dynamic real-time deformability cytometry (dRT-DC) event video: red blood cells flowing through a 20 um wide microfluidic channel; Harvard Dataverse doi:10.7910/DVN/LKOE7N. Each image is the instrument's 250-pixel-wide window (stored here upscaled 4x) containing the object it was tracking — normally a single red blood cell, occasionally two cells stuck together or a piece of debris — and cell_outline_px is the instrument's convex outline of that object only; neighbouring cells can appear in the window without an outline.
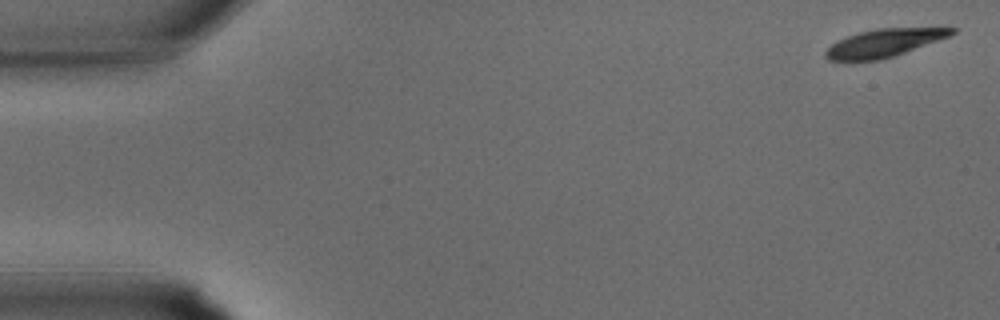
{"species": "common noctule bat (a hibernating species)", "species_latin": "Nyctalus noctula", "temperature_condition": "warm", "stored_images_in_passage": 33, "camera_frame_rate_fps": 3000, "um_per_image_px": 0.085, "animal": {"sex": "male", "body_mass_g": 15.6}, "frame": {"image": 1, "passage_image": 1, "time_ms": 0.0, "image_size_px": [1000, 320], "cell_outline_px": [[956, 32], [948, 36], [904, 52], [880, 60], [828, 60], [824, 56], [824, 52], [832, 44], [848, 36], [860, 32], [876, 28], [956, 28]], "centroid_in_image_um": [75.1, 3.65], "position_along_channel_um": 9.9, "area_um2": 19.88}}
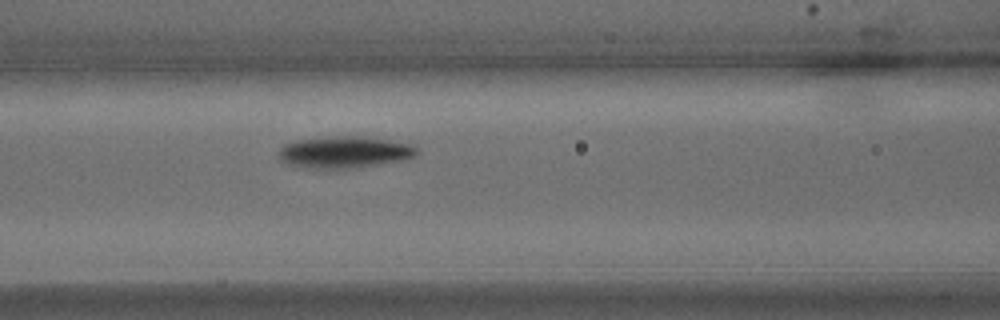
{"frame": {"image": 2, "passage_image": 14, "time_ms": 4.333, "image_size_px": [1000, 320], "cell_outline_px": [[416, 156], [408, 160], [356, 168], [300, 168], [288, 164], [280, 160], [280, 148], [284, 144], [296, 140], [332, 136], [360, 136], [416, 144]], "centroid_in_image_um": [29.32, 12.94], "position_along_channel_um": 137.3, "area_um2": 25.89}}
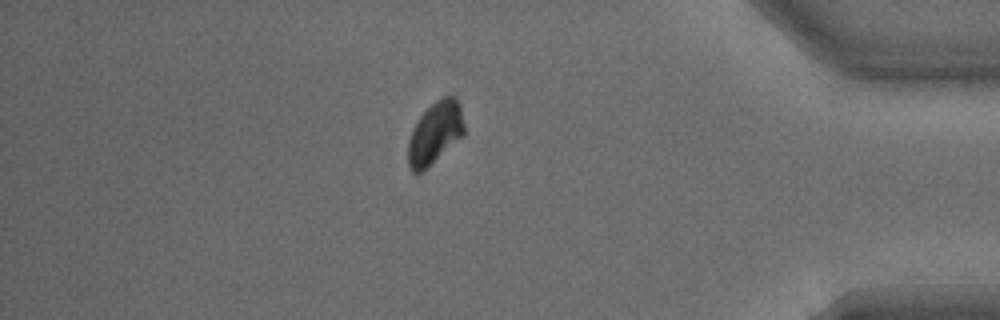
{"frame": {"image": 3, "passage_image": 29, "time_ms": 9.333, "image_size_px": [1000, 320], "cell_outline_px": [[464, 136], [416, 176], [412, 172], [408, 164], [408, 140], [420, 116], [436, 100], [444, 96], [456, 96], [460, 104], [464, 124]], "centroid_in_image_um": [36.99, 11.31], "position_along_channel_um": 398.2, "area_um2": 20.23}}